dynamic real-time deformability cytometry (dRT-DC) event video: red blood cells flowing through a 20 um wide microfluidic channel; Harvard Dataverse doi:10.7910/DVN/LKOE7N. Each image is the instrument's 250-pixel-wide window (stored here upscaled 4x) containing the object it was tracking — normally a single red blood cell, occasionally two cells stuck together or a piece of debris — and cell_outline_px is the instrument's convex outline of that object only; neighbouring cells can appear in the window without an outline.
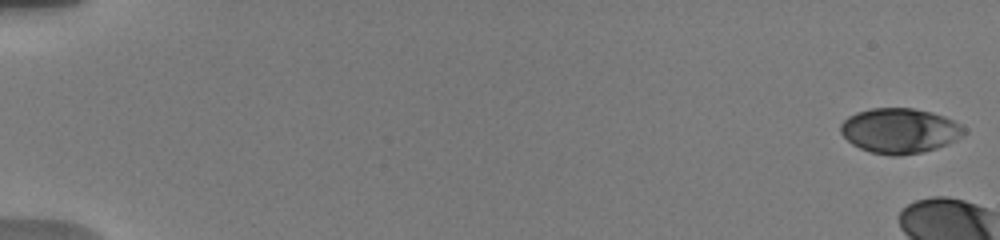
{"species": "human", "species_latin": "Homo sapiens", "temperature_condition": "warm", "stored_images_in_passage": 11, "camera_frame_rate_fps": 3000, "um_per_image_px": 0.085, "donor": {"sex": "male"}, "frame": {"image": 1, "passage_image": 1, "time_ms": 0.0, "image_size_px": [1000, 240], "cell_outline_px": [[968, 132], [956, 140], [948, 144], [936, 148], [920, 152], [896, 156], [892, 156], [872, 152], [860, 148], [852, 144], [840, 132], [840, 124], [848, 116], [856, 112], [872, 108], [912, 108], [932, 112], [944, 116], [960, 124]], "centroid_in_image_um": [76.48, 11.1], "position_along_channel_um": 8.5, "area_um2": 32.37}}